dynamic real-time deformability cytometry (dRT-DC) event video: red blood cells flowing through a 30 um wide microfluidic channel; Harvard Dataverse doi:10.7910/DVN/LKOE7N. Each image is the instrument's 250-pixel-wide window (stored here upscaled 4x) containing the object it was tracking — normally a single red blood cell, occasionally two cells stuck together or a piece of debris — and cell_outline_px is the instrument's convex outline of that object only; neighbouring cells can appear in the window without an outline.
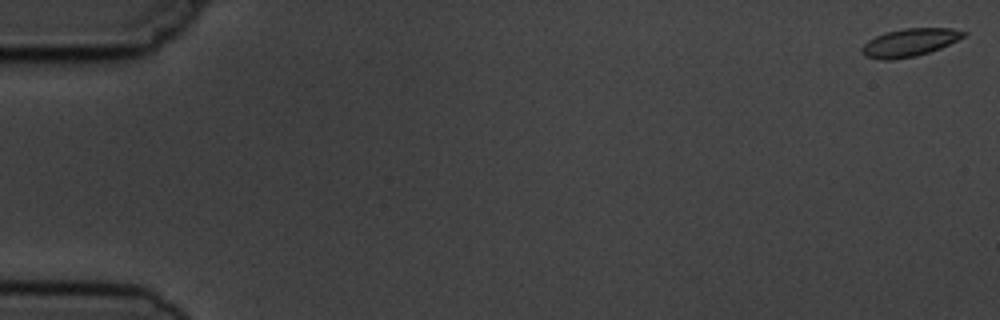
{"species": "common noctule bat (a hibernating species)", "species_latin": "Nyctalus noctula", "temperature_condition": "cold", "stored_images_in_passage": 7, "camera_frame_rate_fps": 3000, "um_per_image_px": 0.085, "animal": {"sex": "male", "body_mass_g": 19.5, "forearm_length_mm": 54.6}, "frame": {"image": 1, "passage_image": 1, "time_ms": 0.0, "image_size_px": [1000, 320], "cell_outline_px": [[968, 32], [964, 36], [940, 48], [916, 56], [892, 60], [880, 60], [864, 56], [860, 52], [860, 48], [868, 40], [884, 32], [904, 28], [952, 28]], "centroid_in_image_um": [77.26, 3.62], "position_along_channel_um": 7.7, "area_um2": 16.59}}
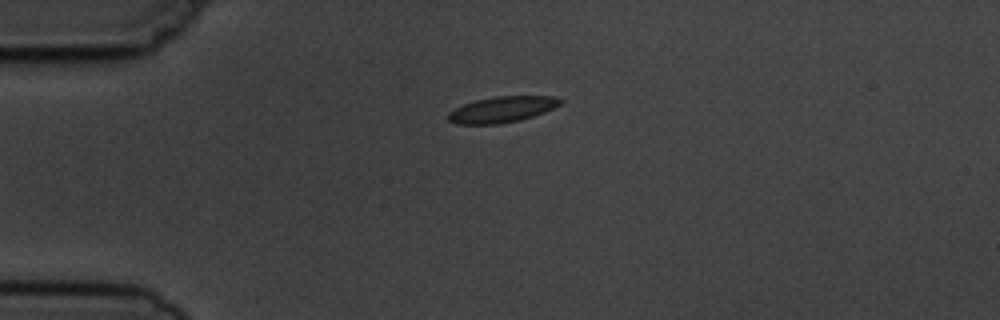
{"frame": {"image": 2, "passage_image": 5, "time_ms": 4.333, "image_size_px": [1000, 320], "cell_outline_px": [[564, 100], [560, 104], [544, 112], [520, 120], [500, 124], [456, 124], [448, 120], [448, 112], [464, 104], [476, 100], [496, 96], [556, 96]], "centroid_in_image_um": [42.68, 9.3], "position_along_channel_um": 42.3, "area_um2": 16.88}}
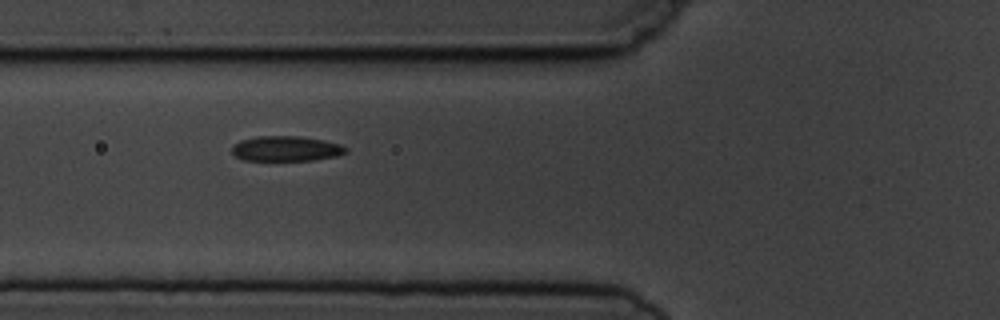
{"frame": {"image": 3, "passage_image": 7, "time_ms": 6.667, "image_size_px": [1000, 320], "cell_outline_px": [[348, 152], [336, 156], [312, 160], [244, 160], [236, 156], [232, 152], [232, 148], [240, 140], [256, 136], [300, 136], [324, 140], [340, 144], [348, 148]], "centroid_in_image_um": [24.35, 12.62], "position_along_channel_um": 101.5, "area_um2": 16.65}}